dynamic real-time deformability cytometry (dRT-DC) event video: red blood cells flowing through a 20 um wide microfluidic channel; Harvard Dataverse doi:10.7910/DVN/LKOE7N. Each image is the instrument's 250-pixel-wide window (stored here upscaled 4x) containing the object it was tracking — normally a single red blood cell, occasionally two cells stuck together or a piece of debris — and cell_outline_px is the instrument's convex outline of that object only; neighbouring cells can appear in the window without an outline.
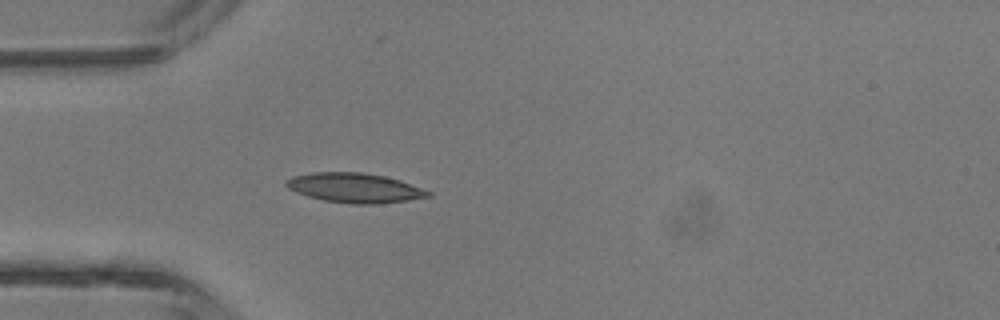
{"species": "common noctule bat (a hibernating species)", "species_latin": "Nyctalus noctula", "temperature_condition": "room temperature", "stored_images_in_passage": 3, "camera_frame_rate_fps": 3000, "um_per_image_px": 0.085, "animal": {"sex": "male", "body_mass_g": 13.3}, "frame": {"image": 1, "passage_image": 3, "time_ms": 3.667, "image_size_px": [1000, 320], "cell_outline_px": [[432, 196], [408, 200], [376, 204], [352, 204], [324, 200], [308, 196], [296, 192], [288, 188], [284, 184], [284, 180], [292, 176], [312, 172], [364, 172], [384, 176], [400, 180], [432, 192]], "centroid_in_image_um": [30.13, 15.96], "position_along_channel_um": 54.9, "area_um2": 24.57}}